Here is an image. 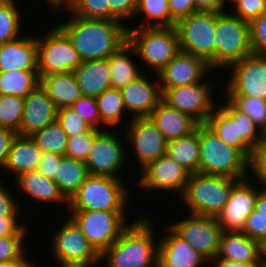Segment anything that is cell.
I'll list each match as a JSON object with an SVG mask.
<instances>
[{"mask_svg":"<svg viewBox=\"0 0 266 267\" xmlns=\"http://www.w3.org/2000/svg\"><path fill=\"white\" fill-rule=\"evenodd\" d=\"M36 37L26 35L0 44V72L38 70Z\"/></svg>","mask_w":266,"mask_h":267,"instance_id":"603a6c76","label":"cell"},{"mask_svg":"<svg viewBox=\"0 0 266 267\" xmlns=\"http://www.w3.org/2000/svg\"><path fill=\"white\" fill-rule=\"evenodd\" d=\"M122 178L89 174L68 202V210L126 211L128 193Z\"/></svg>","mask_w":266,"mask_h":267,"instance_id":"8992f818","label":"cell"},{"mask_svg":"<svg viewBox=\"0 0 266 267\" xmlns=\"http://www.w3.org/2000/svg\"><path fill=\"white\" fill-rule=\"evenodd\" d=\"M255 210L261 214H266V189H263L262 187L258 189Z\"/></svg>","mask_w":266,"mask_h":267,"instance_id":"94428289","label":"cell"},{"mask_svg":"<svg viewBox=\"0 0 266 267\" xmlns=\"http://www.w3.org/2000/svg\"><path fill=\"white\" fill-rule=\"evenodd\" d=\"M250 42L254 54L266 57V12L250 22Z\"/></svg>","mask_w":266,"mask_h":267,"instance_id":"681fc988","label":"cell"},{"mask_svg":"<svg viewBox=\"0 0 266 267\" xmlns=\"http://www.w3.org/2000/svg\"><path fill=\"white\" fill-rule=\"evenodd\" d=\"M167 142L195 131L200 123L187 113L169 107L161 101L149 115Z\"/></svg>","mask_w":266,"mask_h":267,"instance_id":"d4e9b609","label":"cell"},{"mask_svg":"<svg viewBox=\"0 0 266 267\" xmlns=\"http://www.w3.org/2000/svg\"><path fill=\"white\" fill-rule=\"evenodd\" d=\"M249 238L266 247V214L253 210L247 217L242 230Z\"/></svg>","mask_w":266,"mask_h":267,"instance_id":"7dc6e473","label":"cell"},{"mask_svg":"<svg viewBox=\"0 0 266 267\" xmlns=\"http://www.w3.org/2000/svg\"><path fill=\"white\" fill-rule=\"evenodd\" d=\"M211 71L203 58L180 51L157 76L163 93L168 88L204 81Z\"/></svg>","mask_w":266,"mask_h":267,"instance_id":"d6986e66","label":"cell"},{"mask_svg":"<svg viewBox=\"0 0 266 267\" xmlns=\"http://www.w3.org/2000/svg\"><path fill=\"white\" fill-rule=\"evenodd\" d=\"M26 235H10L0 237V262L2 261H18L23 258L25 251ZM24 241V242H23Z\"/></svg>","mask_w":266,"mask_h":267,"instance_id":"bcb514c9","label":"cell"},{"mask_svg":"<svg viewBox=\"0 0 266 267\" xmlns=\"http://www.w3.org/2000/svg\"><path fill=\"white\" fill-rule=\"evenodd\" d=\"M218 267H260L263 263H238L231 260H214Z\"/></svg>","mask_w":266,"mask_h":267,"instance_id":"91938a15","label":"cell"},{"mask_svg":"<svg viewBox=\"0 0 266 267\" xmlns=\"http://www.w3.org/2000/svg\"><path fill=\"white\" fill-rule=\"evenodd\" d=\"M61 158L62 155L43 152V156L37 170L46 178L54 180L57 165H59Z\"/></svg>","mask_w":266,"mask_h":267,"instance_id":"9f6ffc18","label":"cell"},{"mask_svg":"<svg viewBox=\"0 0 266 267\" xmlns=\"http://www.w3.org/2000/svg\"><path fill=\"white\" fill-rule=\"evenodd\" d=\"M38 74L42 76L76 70L82 63L77 50L67 34L55 26L37 37Z\"/></svg>","mask_w":266,"mask_h":267,"instance_id":"30bf717a","label":"cell"},{"mask_svg":"<svg viewBox=\"0 0 266 267\" xmlns=\"http://www.w3.org/2000/svg\"><path fill=\"white\" fill-rule=\"evenodd\" d=\"M89 175L86 164L81 160L62 156L54 181L64 198L69 202Z\"/></svg>","mask_w":266,"mask_h":267,"instance_id":"d6a6232c","label":"cell"},{"mask_svg":"<svg viewBox=\"0 0 266 267\" xmlns=\"http://www.w3.org/2000/svg\"><path fill=\"white\" fill-rule=\"evenodd\" d=\"M83 120L92 128L106 130L105 126H101V118L96 102V97L82 96L70 106Z\"/></svg>","mask_w":266,"mask_h":267,"instance_id":"f6af8a7d","label":"cell"},{"mask_svg":"<svg viewBox=\"0 0 266 267\" xmlns=\"http://www.w3.org/2000/svg\"><path fill=\"white\" fill-rule=\"evenodd\" d=\"M250 22L228 11L216 12L214 70L227 68L252 54Z\"/></svg>","mask_w":266,"mask_h":267,"instance_id":"52a82bcc","label":"cell"},{"mask_svg":"<svg viewBox=\"0 0 266 267\" xmlns=\"http://www.w3.org/2000/svg\"><path fill=\"white\" fill-rule=\"evenodd\" d=\"M0 267H4V261L0 262Z\"/></svg>","mask_w":266,"mask_h":267,"instance_id":"a7ac6f4b","label":"cell"},{"mask_svg":"<svg viewBox=\"0 0 266 267\" xmlns=\"http://www.w3.org/2000/svg\"><path fill=\"white\" fill-rule=\"evenodd\" d=\"M14 180L16 182L15 188L18 187L19 191H22L21 193L34 199V202H47V204L48 202H57L56 204L64 203L63 205H67L65 211H68V201L61 194L57 183L54 180L46 178L38 170L23 173Z\"/></svg>","mask_w":266,"mask_h":267,"instance_id":"484cf974","label":"cell"},{"mask_svg":"<svg viewBox=\"0 0 266 267\" xmlns=\"http://www.w3.org/2000/svg\"><path fill=\"white\" fill-rule=\"evenodd\" d=\"M168 225L209 262L215 260L223 232L217 217L190 214Z\"/></svg>","mask_w":266,"mask_h":267,"instance_id":"4fadbf2b","label":"cell"},{"mask_svg":"<svg viewBox=\"0 0 266 267\" xmlns=\"http://www.w3.org/2000/svg\"><path fill=\"white\" fill-rule=\"evenodd\" d=\"M68 212V216L99 255L131 224L127 221L126 211L69 210Z\"/></svg>","mask_w":266,"mask_h":267,"instance_id":"ba28073f","label":"cell"},{"mask_svg":"<svg viewBox=\"0 0 266 267\" xmlns=\"http://www.w3.org/2000/svg\"><path fill=\"white\" fill-rule=\"evenodd\" d=\"M96 102L101 124L107 127L117 126L123 120L124 114H127L120 89L110 88L105 90L96 97Z\"/></svg>","mask_w":266,"mask_h":267,"instance_id":"e575fe53","label":"cell"},{"mask_svg":"<svg viewBox=\"0 0 266 267\" xmlns=\"http://www.w3.org/2000/svg\"><path fill=\"white\" fill-rule=\"evenodd\" d=\"M260 267H266V262H264Z\"/></svg>","mask_w":266,"mask_h":267,"instance_id":"89a4df30","label":"cell"},{"mask_svg":"<svg viewBox=\"0 0 266 267\" xmlns=\"http://www.w3.org/2000/svg\"><path fill=\"white\" fill-rule=\"evenodd\" d=\"M58 23L77 50L82 62L109 58L128 41V26L120 21L68 15Z\"/></svg>","mask_w":266,"mask_h":267,"instance_id":"6da1fadb","label":"cell"},{"mask_svg":"<svg viewBox=\"0 0 266 267\" xmlns=\"http://www.w3.org/2000/svg\"><path fill=\"white\" fill-rule=\"evenodd\" d=\"M199 173L236 179L252 177V162L237 148L222 142L205 124L199 125Z\"/></svg>","mask_w":266,"mask_h":267,"instance_id":"3957f363","label":"cell"},{"mask_svg":"<svg viewBox=\"0 0 266 267\" xmlns=\"http://www.w3.org/2000/svg\"><path fill=\"white\" fill-rule=\"evenodd\" d=\"M133 54L135 55L136 51L127 41L108 58L112 88L122 89L129 82L142 75L143 71H140L138 64L136 66V62L131 57Z\"/></svg>","mask_w":266,"mask_h":267,"instance_id":"4dcf8cb0","label":"cell"},{"mask_svg":"<svg viewBox=\"0 0 266 267\" xmlns=\"http://www.w3.org/2000/svg\"><path fill=\"white\" fill-rule=\"evenodd\" d=\"M231 5V13L248 22L266 12L265 0H235Z\"/></svg>","mask_w":266,"mask_h":267,"instance_id":"c3c4849f","label":"cell"},{"mask_svg":"<svg viewBox=\"0 0 266 267\" xmlns=\"http://www.w3.org/2000/svg\"><path fill=\"white\" fill-rule=\"evenodd\" d=\"M138 218L100 255L104 267H157L158 244L152 218ZM149 220V221H148Z\"/></svg>","mask_w":266,"mask_h":267,"instance_id":"7a4b0ae2","label":"cell"},{"mask_svg":"<svg viewBox=\"0 0 266 267\" xmlns=\"http://www.w3.org/2000/svg\"><path fill=\"white\" fill-rule=\"evenodd\" d=\"M53 12H59L61 9L62 11L64 8L69 4V0H46Z\"/></svg>","mask_w":266,"mask_h":267,"instance_id":"be15d7a7","label":"cell"},{"mask_svg":"<svg viewBox=\"0 0 266 267\" xmlns=\"http://www.w3.org/2000/svg\"><path fill=\"white\" fill-rule=\"evenodd\" d=\"M24 98L0 94V127L18 132L23 117Z\"/></svg>","mask_w":266,"mask_h":267,"instance_id":"60d3db41","label":"cell"},{"mask_svg":"<svg viewBox=\"0 0 266 267\" xmlns=\"http://www.w3.org/2000/svg\"><path fill=\"white\" fill-rule=\"evenodd\" d=\"M109 4L111 8V21H120L128 26L126 24L127 21L135 19L138 0H109Z\"/></svg>","mask_w":266,"mask_h":267,"instance_id":"f907efd6","label":"cell"},{"mask_svg":"<svg viewBox=\"0 0 266 267\" xmlns=\"http://www.w3.org/2000/svg\"><path fill=\"white\" fill-rule=\"evenodd\" d=\"M251 177L240 180L232 189L222 212L217 216L224 232H242L248 215L255 209L259 187ZM256 184V185H255Z\"/></svg>","mask_w":266,"mask_h":267,"instance_id":"ac0fdd59","label":"cell"},{"mask_svg":"<svg viewBox=\"0 0 266 267\" xmlns=\"http://www.w3.org/2000/svg\"><path fill=\"white\" fill-rule=\"evenodd\" d=\"M58 109L46 90L38 85L24 97V111L17 132L21 136H30L57 120Z\"/></svg>","mask_w":266,"mask_h":267,"instance_id":"7402d4cb","label":"cell"},{"mask_svg":"<svg viewBox=\"0 0 266 267\" xmlns=\"http://www.w3.org/2000/svg\"><path fill=\"white\" fill-rule=\"evenodd\" d=\"M64 9L67 15L111 21L109 0H72Z\"/></svg>","mask_w":266,"mask_h":267,"instance_id":"ab89813d","label":"cell"},{"mask_svg":"<svg viewBox=\"0 0 266 267\" xmlns=\"http://www.w3.org/2000/svg\"><path fill=\"white\" fill-rule=\"evenodd\" d=\"M209 264H210V265L212 264L213 267H218V265H217L214 261H213V262H208V263H207V265L210 267ZM212 265H211V267H212ZM208 266H205V265H204V267H208Z\"/></svg>","mask_w":266,"mask_h":267,"instance_id":"03108f58","label":"cell"},{"mask_svg":"<svg viewBox=\"0 0 266 267\" xmlns=\"http://www.w3.org/2000/svg\"><path fill=\"white\" fill-rule=\"evenodd\" d=\"M129 121L126 142H130L142 170L166 154L167 141L149 116L130 118Z\"/></svg>","mask_w":266,"mask_h":267,"instance_id":"2e32d148","label":"cell"},{"mask_svg":"<svg viewBox=\"0 0 266 267\" xmlns=\"http://www.w3.org/2000/svg\"><path fill=\"white\" fill-rule=\"evenodd\" d=\"M60 267H88L85 265H73V264H58Z\"/></svg>","mask_w":266,"mask_h":267,"instance_id":"e7e4bbea","label":"cell"},{"mask_svg":"<svg viewBox=\"0 0 266 267\" xmlns=\"http://www.w3.org/2000/svg\"><path fill=\"white\" fill-rule=\"evenodd\" d=\"M3 182L0 181V217H19L21 204Z\"/></svg>","mask_w":266,"mask_h":267,"instance_id":"816d5d0a","label":"cell"},{"mask_svg":"<svg viewBox=\"0 0 266 267\" xmlns=\"http://www.w3.org/2000/svg\"><path fill=\"white\" fill-rule=\"evenodd\" d=\"M205 125L224 143L239 149L251 162L255 152L238 135L237 122L221 106L216 107Z\"/></svg>","mask_w":266,"mask_h":267,"instance_id":"f546056e","label":"cell"},{"mask_svg":"<svg viewBox=\"0 0 266 267\" xmlns=\"http://www.w3.org/2000/svg\"><path fill=\"white\" fill-rule=\"evenodd\" d=\"M211 91L212 85L206 79L195 84L168 88L162 93V101L169 107L189 114L200 124H205L219 106L213 100Z\"/></svg>","mask_w":266,"mask_h":267,"instance_id":"5bb4252c","label":"cell"},{"mask_svg":"<svg viewBox=\"0 0 266 267\" xmlns=\"http://www.w3.org/2000/svg\"><path fill=\"white\" fill-rule=\"evenodd\" d=\"M120 141L119 134L116 135L108 128L97 135L84 162L89 174L121 178L119 172L124 168L128 156Z\"/></svg>","mask_w":266,"mask_h":267,"instance_id":"9a60e30c","label":"cell"},{"mask_svg":"<svg viewBox=\"0 0 266 267\" xmlns=\"http://www.w3.org/2000/svg\"><path fill=\"white\" fill-rule=\"evenodd\" d=\"M73 72L84 96L98 97L112 88L108 58L84 61Z\"/></svg>","mask_w":266,"mask_h":267,"instance_id":"4316f807","label":"cell"},{"mask_svg":"<svg viewBox=\"0 0 266 267\" xmlns=\"http://www.w3.org/2000/svg\"><path fill=\"white\" fill-rule=\"evenodd\" d=\"M237 109L247 114L260 131L266 135V100L251 97H225Z\"/></svg>","mask_w":266,"mask_h":267,"instance_id":"b9f144b4","label":"cell"},{"mask_svg":"<svg viewBox=\"0 0 266 267\" xmlns=\"http://www.w3.org/2000/svg\"><path fill=\"white\" fill-rule=\"evenodd\" d=\"M17 135L14 130L0 127V169L4 168L9 149Z\"/></svg>","mask_w":266,"mask_h":267,"instance_id":"6f0895ef","label":"cell"},{"mask_svg":"<svg viewBox=\"0 0 266 267\" xmlns=\"http://www.w3.org/2000/svg\"><path fill=\"white\" fill-rule=\"evenodd\" d=\"M170 11V26L175 24L181 19L197 12L194 0H168Z\"/></svg>","mask_w":266,"mask_h":267,"instance_id":"f5cc1de1","label":"cell"},{"mask_svg":"<svg viewBox=\"0 0 266 267\" xmlns=\"http://www.w3.org/2000/svg\"><path fill=\"white\" fill-rule=\"evenodd\" d=\"M166 233L158 239L157 267H203L209 262L168 224Z\"/></svg>","mask_w":266,"mask_h":267,"instance_id":"ffe728a7","label":"cell"},{"mask_svg":"<svg viewBox=\"0 0 266 267\" xmlns=\"http://www.w3.org/2000/svg\"><path fill=\"white\" fill-rule=\"evenodd\" d=\"M197 11L205 12H223L226 6L223 0H194Z\"/></svg>","mask_w":266,"mask_h":267,"instance_id":"680465c9","label":"cell"},{"mask_svg":"<svg viewBox=\"0 0 266 267\" xmlns=\"http://www.w3.org/2000/svg\"><path fill=\"white\" fill-rule=\"evenodd\" d=\"M101 131L100 129L92 128L85 134L68 138L65 156L85 162L95 138Z\"/></svg>","mask_w":266,"mask_h":267,"instance_id":"7bdbcfd3","label":"cell"},{"mask_svg":"<svg viewBox=\"0 0 266 267\" xmlns=\"http://www.w3.org/2000/svg\"><path fill=\"white\" fill-rule=\"evenodd\" d=\"M154 75L156 81L155 78L153 81L142 74L120 89L126 111L131 114V118L149 116L162 101L159 79L157 74Z\"/></svg>","mask_w":266,"mask_h":267,"instance_id":"44dd1931","label":"cell"},{"mask_svg":"<svg viewBox=\"0 0 266 267\" xmlns=\"http://www.w3.org/2000/svg\"><path fill=\"white\" fill-rule=\"evenodd\" d=\"M215 260L264 263L265 248L243 232H222Z\"/></svg>","mask_w":266,"mask_h":267,"instance_id":"cb8c5ba5","label":"cell"},{"mask_svg":"<svg viewBox=\"0 0 266 267\" xmlns=\"http://www.w3.org/2000/svg\"><path fill=\"white\" fill-rule=\"evenodd\" d=\"M40 85L46 90L58 110L70 107L83 96L73 71L42 76Z\"/></svg>","mask_w":266,"mask_h":267,"instance_id":"f1b7e54d","label":"cell"},{"mask_svg":"<svg viewBox=\"0 0 266 267\" xmlns=\"http://www.w3.org/2000/svg\"><path fill=\"white\" fill-rule=\"evenodd\" d=\"M240 180L199 172L190 174L181 199L186 203L189 214L217 217Z\"/></svg>","mask_w":266,"mask_h":267,"instance_id":"277c9868","label":"cell"},{"mask_svg":"<svg viewBox=\"0 0 266 267\" xmlns=\"http://www.w3.org/2000/svg\"><path fill=\"white\" fill-rule=\"evenodd\" d=\"M57 121L60 123L68 138L85 134L92 129V127L71 107L59 109L57 112Z\"/></svg>","mask_w":266,"mask_h":267,"instance_id":"ee69618b","label":"cell"},{"mask_svg":"<svg viewBox=\"0 0 266 267\" xmlns=\"http://www.w3.org/2000/svg\"><path fill=\"white\" fill-rule=\"evenodd\" d=\"M29 137L43 152L65 156L68 137L57 120Z\"/></svg>","mask_w":266,"mask_h":267,"instance_id":"74e56055","label":"cell"},{"mask_svg":"<svg viewBox=\"0 0 266 267\" xmlns=\"http://www.w3.org/2000/svg\"><path fill=\"white\" fill-rule=\"evenodd\" d=\"M166 155L175 160L190 174L199 172L200 141L199 126L186 136L167 142Z\"/></svg>","mask_w":266,"mask_h":267,"instance_id":"1f68e13d","label":"cell"},{"mask_svg":"<svg viewBox=\"0 0 266 267\" xmlns=\"http://www.w3.org/2000/svg\"><path fill=\"white\" fill-rule=\"evenodd\" d=\"M128 42L134 47L139 61L155 74L180 52L175 26L128 28Z\"/></svg>","mask_w":266,"mask_h":267,"instance_id":"5b68a950","label":"cell"},{"mask_svg":"<svg viewBox=\"0 0 266 267\" xmlns=\"http://www.w3.org/2000/svg\"><path fill=\"white\" fill-rule=\"evenodd\" d=\"M250 174L252 175V180H254L253 177H255L259 185L263 189H266V140L264 144L255 152L252 162V171Z\"/></svg>","mask_w":266,"mask_h":267,"instance_id":"db71d44e","label":"cell"},{"mask_svg":"<svg viewBox=\"0 0 266 267\" xmlns=\"http://www.w3.org/2000/svg\"><path fill=\"white\" fill-rule=\"evenodd\" d=\"M141 175L137 184L139 188L156 191H174L181 197L186 189L190 173L172 160L163 155L140 170Z\"/></svg>","mask_w":266,"mask_h":267,"instance_id":"e0dca14e","label":"cell"},{"mask_svg":"<svg viewBox=\"0 0 266 267\" xmlns=\"http://www.w3.org/2000/svg\"><path fill=\"white\" fill-rule=\"evenodd\" d=\"M40 85L38 70L0 72V94L25 97Z\"/></svg>","mask_w":266,"mask_h":267,"instance_id":"836d02e7","label":"cell"},{"mask_svg":"<svg viewBox=\"0 0 266 267\" xmlns=\"http://www.w3.org/2000/svg\"><path fill=\"white\" fill-rule=\"evenodd\" d=\"M216 12L197 11L175 24L180 51L203 58L214 70Z\"/></svg>","mask_w":266,"mask_h":267,"instance_id":"9c48e42d","label":"cell"},{"mask_svg":"<svg viewBox=\"0 0 266 267\" xmlns=\"http://www.w3.org/2000/svg\"><path fill=\"white\" fill-rule=\"evenodd\" d=\"M19 217H0V237L10 235H26L27 224L21 223ZM21 223V224H20Z\"/></svg>","mask_w":266,"mask_h":267,"instance_id":"11a10c76","label":"cell"},{"mask_svg":"<svg viewBox=\"0 0 266 267\" xmlns=\"http://www.w3.org/2000/svg\"><path fill=\"white\" fill-rule=\"evenodd\" d=\"M15 0H5L0 4V44L15 40L20 37L21 10Z\"/></svg>","mask_w":266,"mask_h":267,"instance_id":"f35d334b","label":"cell"},{"mask_svg":"<svg viewBox=\"0 0 266 267\" xmlns=\"http://www.w3.org/2000/svg\"><path fill=\"white\" fill-rule=\"evenodd\" d=\"M143 16L145 20L139 25H128V28L140 27H169L170 11L168 0H138L137 10L134 17Z\"/></svg>","mask_w":266,"mask_h":267,"instance_id":"8d00e7d4","label":"cell"},{"mask_svg":"<svg viewBox=\"0 0 266 267\" xmlns=\"http://www.w3.org/2000/svg\"><path fill=\"white\" fill-rule=\"evenodd\" d=\"M35 263L30 261L27 256H24L18 261H4V267H35Z\"/></svg>","mask_w":266,"mask_h":267,"instance_id":"6125c7cd","label":"cell"},{"mask_svg":"<svg viewBox=\"0 0 266 267\" xmlns=\"http://www.w3.org/2000/svg\"><path fill=\"white\" fill-rule=\"evenodd\" d=\"M43 151L29 136L17 135L8 152L5 171L14 173L16 178L26 172L37 170Z\"/></svg>","mask_w":266,"mask_h":267,"instance_id":"83f0119b","label":"cell"},{"mask_svg":"<svg viewBox=\"0 0 266 267\" xmlns=\"http://www.w3.org/2000/svg\"><path fill=\"white\" fill-rule=\"evenodd\" d=\"M235 0H223L225 6H226V3L227 5L230 4V3H233ZM230 2V3H229Z\"/></svg>","mask_w":266,"mask_h":267,"instance_id":"003e7915","label":"cell"},{"mask_svg":"<svg viewBox=\"0 0 266 267\" xmlns=\"http://www.w3.org/2000/svg\"><path fill=\"white\" fill-rule=\"evenodd\" d=\"M51 239L54 259L59 264L85 265L95 267L100 263V255L89 244L87 238L69 217ZM95 265V266H94Z\"/></svg>","mask_w":266,"mask_h":267,"instance_id":"7c38bea8","label":"cell"},{"mask_svg":"<svg viewBox=\"0 0 266 267\" xmlns=\"http://www.w3.org/2000/svg\"><path fill=\"white\" fill-rule=\"evenodd\" d=\"M230 79L222 97H251L266 100V57L250 54L231 64Z\"/></svg>","mask_w":266,"mask_h":267,"instance_id":"8fae6325","label":"cell"},{"mask_svg":"<svg viewBox=\"0 0 266 267\" xmlns=\"http://www.w3.org/2000/svg\"><path fill=\"white\" fill-rule=\"evenodd\" d=\"M221 106L237 122L238 135L240 138L256 152L265 142V135L260 131L252 119L245 113L237 109L227 98Z\"/></svg>","mask_w":266,"mask_h":267,"instance_id":"d590c367","label":"cell"}]
</instances>
